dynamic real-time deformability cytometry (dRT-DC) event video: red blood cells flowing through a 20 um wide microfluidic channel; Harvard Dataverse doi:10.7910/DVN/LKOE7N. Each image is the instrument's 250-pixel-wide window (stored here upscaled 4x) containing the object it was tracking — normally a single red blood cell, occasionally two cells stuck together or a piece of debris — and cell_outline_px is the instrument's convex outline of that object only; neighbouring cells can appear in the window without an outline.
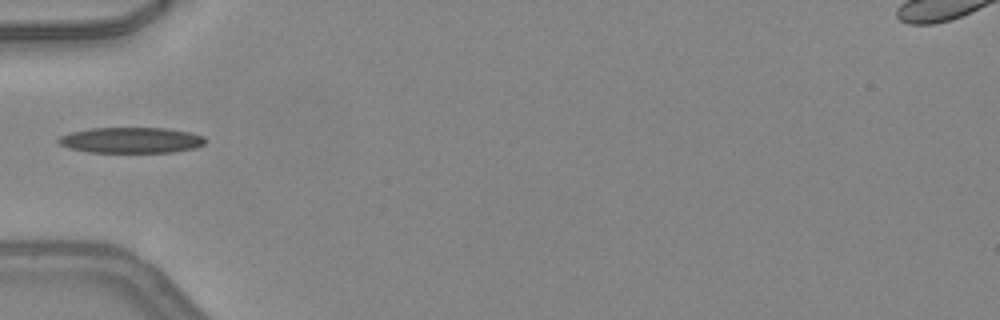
{"species": "common noctule bat (a hibernating species)", "species_latin": "Nyctalus noctula", "temperature_condition": "warm", "stored_images_in_passage": 5, "camera_frame_rate_fps": 3000, "um_per_image_px": 0.085, "animal": {"sex": "female", "body_mass_g": 24.6, "forearm_length_mm": 56.2}, "frame": {"image": 1, "passage_image": 1, "time_ms": 0.0, "image_size_px": [1000, 320], "cell_outline_px": [[204, 144], [196, 148], [172, 152], [88, 152], [68, 148], [60, 144], [56, 140], [60, 136], [72, 132], [92, 128], [168, 128], [192, 132], [204, 136]], "centroid_in_image_um": [11.17, 11.91], "position_along_channel_um": 73.8, "area_um2": 22.08}}